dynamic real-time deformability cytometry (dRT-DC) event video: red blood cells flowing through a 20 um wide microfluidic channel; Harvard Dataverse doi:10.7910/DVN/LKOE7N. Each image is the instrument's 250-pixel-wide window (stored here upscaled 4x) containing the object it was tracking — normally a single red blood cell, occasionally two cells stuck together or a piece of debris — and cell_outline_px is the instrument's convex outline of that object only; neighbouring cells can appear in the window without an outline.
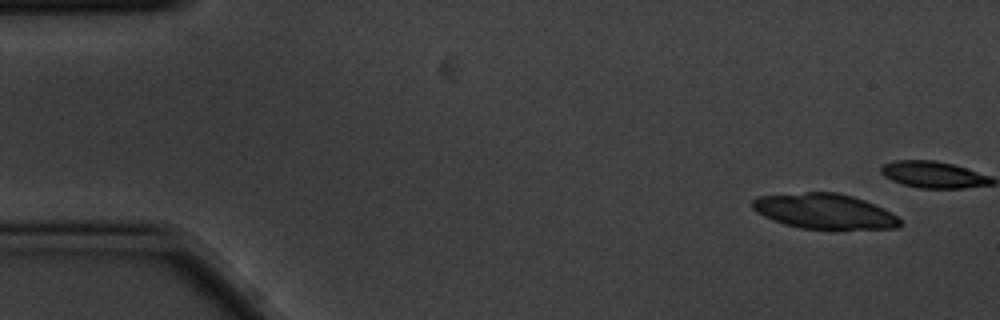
{"species": "common noctule bat (a hibernating species)", "species_latin": "Nyctalus noctula", "temperature_condition": "cold", "stored_images_in_passage": 4, "camera_frame_rate_fps": 3000, "um_per_image_px": 0.085, "animal": {"sex": "male", "body_mass_g": 20.1, "forearm_length_mm": 53.5}, "frame": {"image": 1, "passage_image": 1, "time_ms": 0.0, "image_size_px": [1000, 320], "cell_outline_px": [[900, 224], [896, 228], [840, 232], [800, 228], [784, 224], [772, 220], [756, 212], [752, 208], [752, 200], [756, 196], [804, 192], [836, 192], [852, 196], [864, 200], [896, 216], [900, 220]], "centroid_in_image_um": [70.06, 18.01], "position_along_channel_um": 14.9, "area_um2": 31.1}}